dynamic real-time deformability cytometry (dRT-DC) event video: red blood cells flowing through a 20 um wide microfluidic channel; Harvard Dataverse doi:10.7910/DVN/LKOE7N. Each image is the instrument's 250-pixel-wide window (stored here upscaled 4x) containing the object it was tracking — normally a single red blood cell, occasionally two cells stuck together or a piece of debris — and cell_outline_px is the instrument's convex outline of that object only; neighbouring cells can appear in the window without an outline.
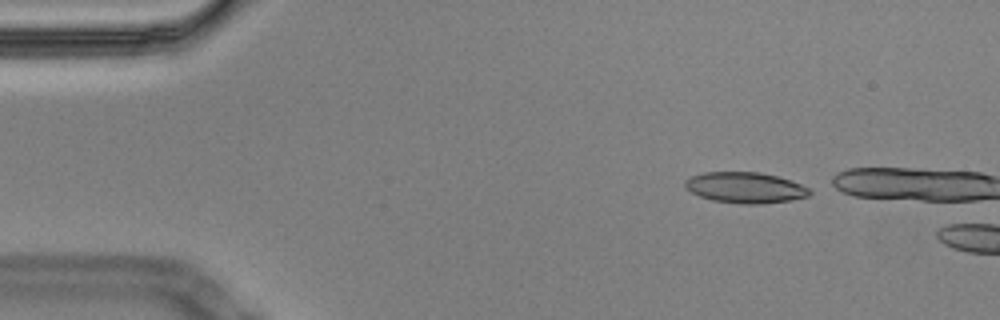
{"species": "Egyptian fruit bat (a non-hibernating species)", "species_latin": "Rousettus aegyptiacus", "temperature_condition": "cold", "stored_images_in_passage": 5, "camera_frame_rate_fps": 3000, "um_per_image_px": 0.085, "animal": {"sex": "male"}, "frame": {"image": 1, "passage_image": 2, "time_ms": 0.333, "image_size_px": [1000, 320], "cell_outline_px": [[812, 192], [808, 196], [792, 200], [760, 204], [744, 204], [712, 200], [700, 196], [684, 188], [684, 180], [692, 176], [704, 172], [760, 172], [776, 176], [800, 184], [808, 188]], "centroid_in_image_um": [63.32, 15.95], "position_along_channel_um": 21.7, "area_um2": 22.31}}